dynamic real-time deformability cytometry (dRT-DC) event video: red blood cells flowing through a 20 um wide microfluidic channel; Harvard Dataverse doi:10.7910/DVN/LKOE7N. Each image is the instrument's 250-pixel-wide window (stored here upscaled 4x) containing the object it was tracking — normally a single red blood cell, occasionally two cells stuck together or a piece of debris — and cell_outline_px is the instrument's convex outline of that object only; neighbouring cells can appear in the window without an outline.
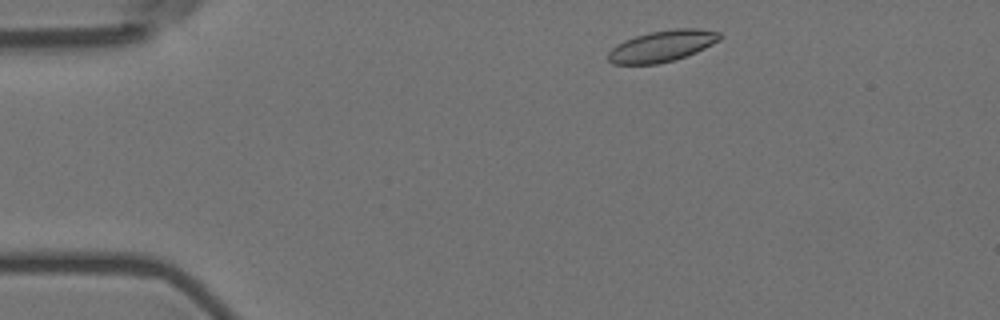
{"species": "Egyptian fruit bat (a non-hibernating species)", "species_latin": "Rousettus aegyptiacus", "temperature_condition": "room temperature", "stored_images_in_passage": 50, "camera_frame_rate_fps": 3000, "um_per_image_px": 0.085, "animal": {"sex": "female"}, "frame": {"image": 1, "passage_image": 3, "time_ms": 0.667, "image_size_px": [1000, 320], "cell_outline_px": [[720, 40], [696, 52], [672, 60], [656, 64], [612, 64], [608, 60], [608, 52], [616, 44], [624, 40], [648, 32], [672, 28], [696, 28], [720, 32]], "centroid_in_image_um": [56.25, 3.9], "position_along_channel_um": 28.8, "area_um2": 20.29}}
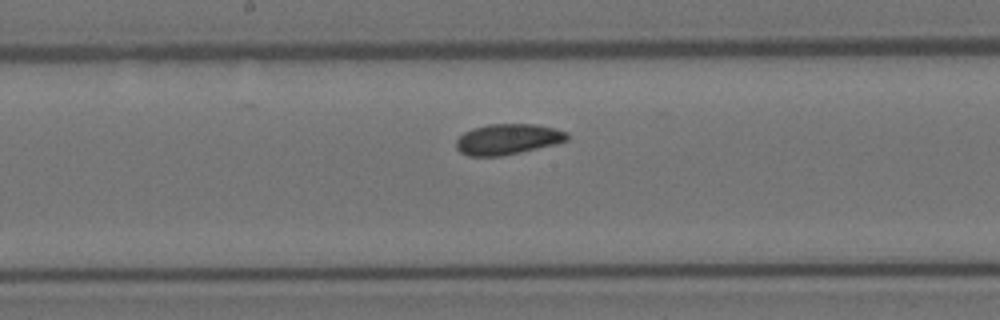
{"frame": {"image": 2, "passage_image": 23, "time_ms": 7.333, "image_size_px": [1000, 320], "cell_outline_px": [[568, 140], [520, 152], [500, 156], [468, 156], [460, 152], [456, 148], [456, 140], [464, 132], [472, 128], [488, 124], [536, 124], [556, 128], [568, 132]], "centroid_in_image_um": [43.13, 11.82], "position_along_channel_um": 205.1, "area_um2": 19.77}}
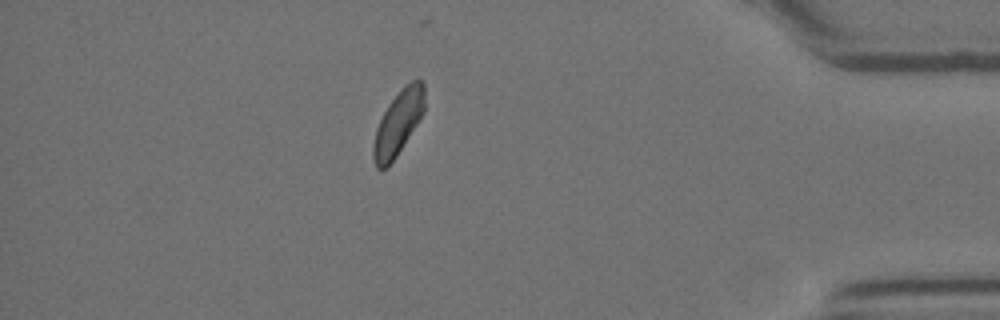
{"frame": {"image": 3, "passage_image": 43, "time_ms": 14.0, "image_size_px": [1000, 320], "cell_outline_px": [[424, 112], [420, 120], [396, 156], [384, 168], [376, 168], [372, 156], [372, 148], [376, 128], [388, 104], [412, 80], [420, 80], [424, 84]], "centroid_in_image_um": [33.84, 10.47], "position_along_channel_um": 401.4, "area_um2": 18.73}, "authors_computed_cell_mechanics": {"area_um2": 19.7676, "velocity_mm_per_s": 3.5563, "shape_relaxation_time_tau1_ms": 5.9959, "shape_relaxation_time_tau2_ms": 3.038, "deformation_change_tau1": 0.0885, "deformation_change_tau2": 0.0833}}